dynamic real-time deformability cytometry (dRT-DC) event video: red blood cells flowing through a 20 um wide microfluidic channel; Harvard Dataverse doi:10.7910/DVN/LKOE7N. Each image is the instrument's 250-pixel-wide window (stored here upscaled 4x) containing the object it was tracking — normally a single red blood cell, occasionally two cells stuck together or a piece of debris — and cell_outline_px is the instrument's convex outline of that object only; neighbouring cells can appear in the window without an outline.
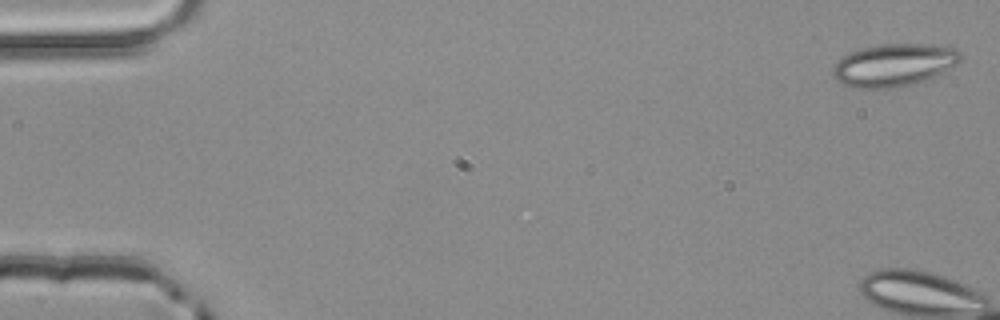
{"species": "common noctule bat (a hibernating species)", "species_latin": "Nyctalus noctula", "temperature_condition": "room temperature", "stored_images_in_passage": 4, "segment_of_instrument_passage": [2, 2], "camera_frame_rate_fps": 3000, "um_per_image_px": 0.085, "animal": {"sex": "male", "body_mass_g": 20.4}, "frame": {"image": 1, "passage_image": 4, "time_ms": 1.0, "image_size_px": [1000, 320], "cell_outline_px": [[964, 56], [956, 64], [928, 80], [912, 84], [888, 88], [852, 88], [836, 80], [832, 72], [832, 68], [836, 60], [852, 52], [864, 48], [880, 44], [940, 44], [956, 48]], "centroid_in_image_um": [76.01, 5.52], "position_along_channel_um": 9.0, "area_um2": 31.85}}